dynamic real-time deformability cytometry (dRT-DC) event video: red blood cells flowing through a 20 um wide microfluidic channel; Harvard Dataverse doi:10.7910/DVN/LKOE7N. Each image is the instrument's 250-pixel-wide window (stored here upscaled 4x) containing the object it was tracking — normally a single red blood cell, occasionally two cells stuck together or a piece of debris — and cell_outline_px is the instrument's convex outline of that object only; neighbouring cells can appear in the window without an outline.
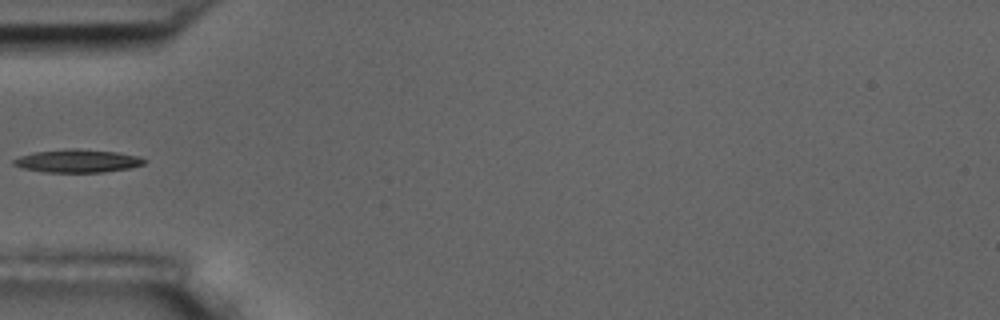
{"species": "common noctule bat (a hibernating species)", "species_latin": "Nyctalus noctula", "temperature_condition": "room temperature", "stored_images_in_passage": 7, "camera_frame_rate_fps": 3000, "um_per_image_px": 0.085, "animal": {"sex": "male", "body_mass_g": 17.5, "forearm_length_mm": 52.3}, "frame": {"image": 1, "passage_image": 5, "time_ms": 4.667, "image_size_px": [1000, 320], "cell_outline_px": [[148, 160], [144, 164], [132, 168], [104, 172], [44, 172], [24, 168], [12, 164], [12, 160], [20, 156], [32, 152], [64, 148], [76, 148], [116, 152], [136, 156]], "centroid_in_image_um": [6.58, 13.67], "position_along_channel_um": 78.4, "area_um2": 17.69}}